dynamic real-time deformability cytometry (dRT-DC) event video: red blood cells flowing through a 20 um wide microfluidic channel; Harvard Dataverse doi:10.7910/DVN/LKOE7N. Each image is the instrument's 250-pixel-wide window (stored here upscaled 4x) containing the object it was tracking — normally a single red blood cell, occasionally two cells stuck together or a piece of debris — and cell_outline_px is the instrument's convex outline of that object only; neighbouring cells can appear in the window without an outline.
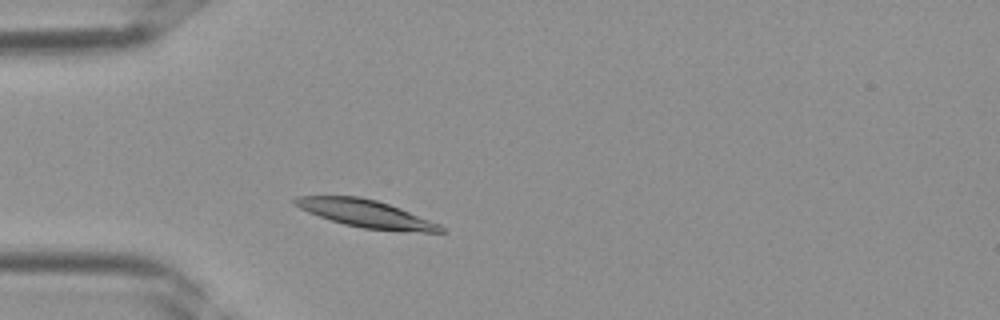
{"species": "Egyptian fruit bat (a non-hibernating species)", "species_latin": "Rousettus aegyptiacus", "temperature_condition": "room temperature", "stored_images_in_passage": 30, "camera_frame_rate_fps": 3000, "um_per_image_px": 0.085, "frame": {"image": 1, "passage_image": 4, "time_ms": 1.0, "image_size_px": [1000, 320], "cell_outline_px": [[448, 232], [420, 232], [364, 228], [344, 224], [308, 212], [292, 204], [292, 200], [296, 196], [360, 196], [376, 200], [400, 208], [440, 224]], "centroid_in_image_um": [31.1, 18.15], "position_along_channel_um": 53.9, "area_um2": 23.18}}
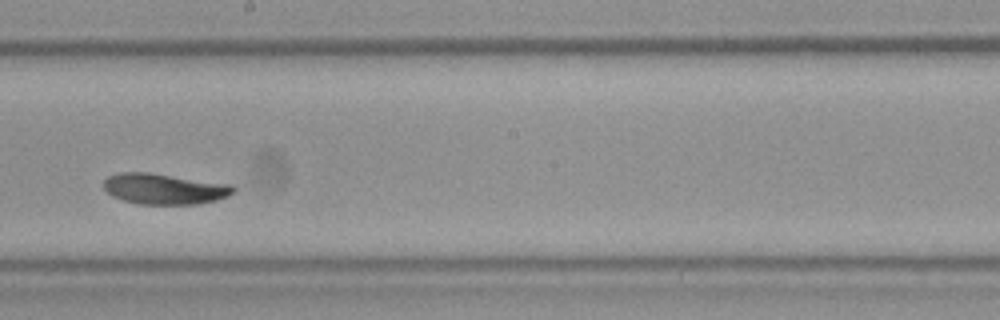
{"frame": {"image": 2, "passage_image": 15, "time_ms": 4.667, "image_size_px": [1000, 320], "cell_outline_px": [[236, 192], [228, 196], [216, 200], [196, 204], [140, 204], [124, 200], [112, 196], [104, 188], [104, 180], [108, 176], [120, 172], [148, 172], [232, 184], [236, 188]], "centroid_in_image_um": [14.0, 16.05], "position_along_channel_um": 234.2, "area_um2": 23.29}}
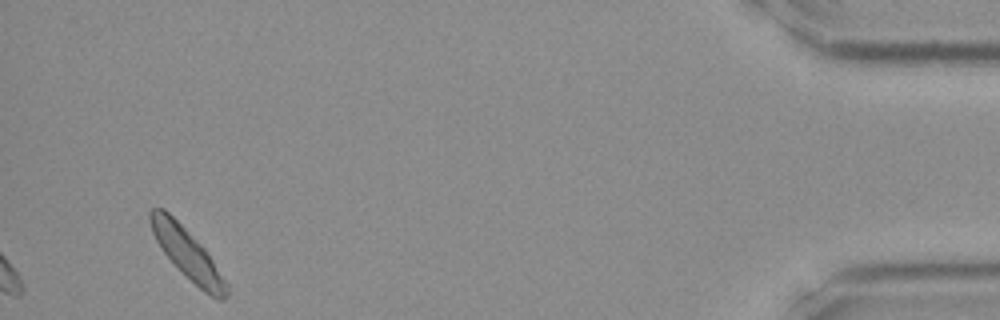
{"frame": {"image": 3, "passage_image": 30, "time_ms": 9.667, "image_size_px": [1000, 320], "cell_outline_px": [[228, 296], [224, 300], [220, 300], [204, 292], [160, 248], [152, 232], [148, 220], [148, 212], [152, 208], [164, 208], [204, 248], [228, 284]], "centroid_in_image_um": [15.91, 21.54], "position_along_channel_um": 419.3, "area_um2": 21.62}}